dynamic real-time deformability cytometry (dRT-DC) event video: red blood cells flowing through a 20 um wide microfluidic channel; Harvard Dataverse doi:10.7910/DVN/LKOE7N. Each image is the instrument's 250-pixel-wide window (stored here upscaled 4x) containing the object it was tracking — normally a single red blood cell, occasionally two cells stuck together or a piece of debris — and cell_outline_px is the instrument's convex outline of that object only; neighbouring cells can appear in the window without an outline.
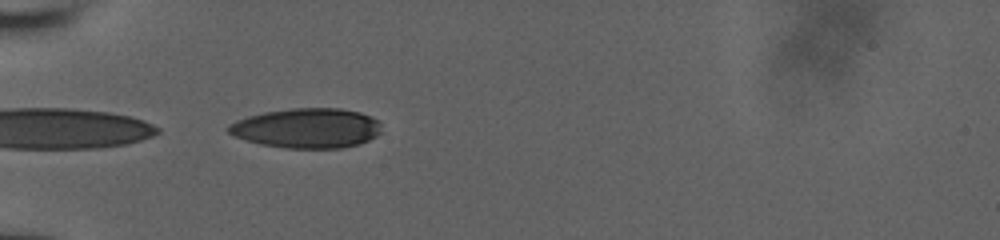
{"species": "human", "species_latin": "Homo sapiens", "temperature_condition": "room temperature", "stored_images_in_passage": 12, "segment_of_instrument_passage": [2, 2], "camera_frame_rate_fps": 3000, "um_per_image_px": 0.085, "donor": {"sex": "male"}, "frame": {"image": 1, "passage_image": 10, "time_ms": 6.333, "image_size_px": [1000, 240], "cell_outline_px": [[380, 132], [376, 136], [360, 144], [340, 148], [284, 148], [260, 144], [236, 136], [228, 132], [224, 128], [228, 124], [236, 120], [248, 116], [264, 112], [292, 108], [340, 108], [360, 112], [372, 116], [380, 120]], "centroid_in_image_um": [26.1, 10.88], "position_along_channel_um": 58.9, "area_um2": 35.72}}
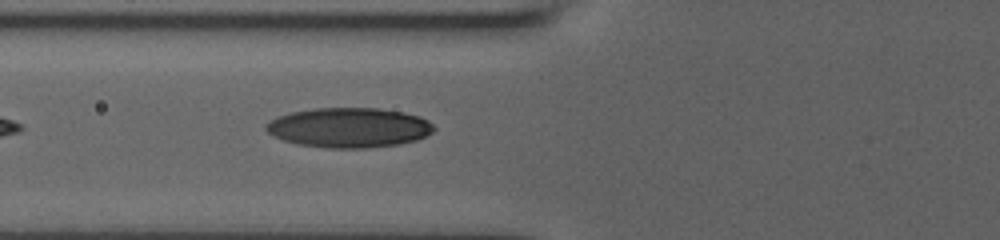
{"frame": {"image": 2, "passage_image": 12, "time_ms": 7.667, "image_size_px": [1000, 240], "cell_outline_px": [[436, 128], [432, 132], [416, 140], [400, 144], [368, 148], [328, 148], [296, 144], [272, 136], [264, 128], [264, 124], [276, 116], [292, 112], [312, 108], [380, 108], [404, 112], [420, 116], [428, 120]], "centroid_in_image_um": [29.64, 10.84], "position_along_channel_um": 96.2, "area_um2": 39.3}}